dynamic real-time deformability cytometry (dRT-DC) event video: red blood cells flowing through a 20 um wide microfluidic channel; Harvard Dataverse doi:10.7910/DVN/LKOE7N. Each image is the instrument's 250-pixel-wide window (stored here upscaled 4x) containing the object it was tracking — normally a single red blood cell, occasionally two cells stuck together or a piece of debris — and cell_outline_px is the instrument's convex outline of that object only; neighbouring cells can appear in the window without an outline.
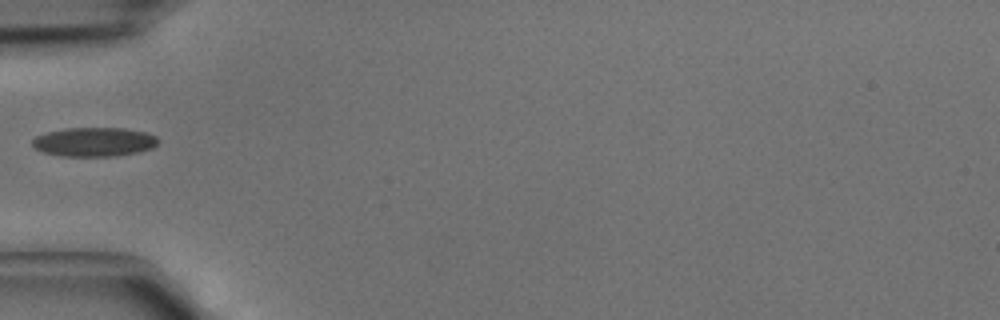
{"species": "common noctule bat (a hibernating species)", "species_latin": "Nyctalus noctula", "temperature_condition": "cold", "stored_images_in_passage": 4, "camera_frame_rate_fps": 3000, "um_per_image_px": 0.085, "animal": {"sex": "male", "body_mass_g": 15.6}, "frame": {"image": 1, "passage_image": 4, "time_ms": 1.0, "image_size_px": [1000, 320], "cell_outline_px": [[160, 140], [152, 148], [136, 152], [116, 156], [60, 156], [44, 152], [36, 148], [32, 144], [32, 140], [36, 136], [48, 132], [64, 128], [124, 128], [144, 132], [156, 136]], "centroid_in_image_um": [8.0, 12.06], "position_along_channel_um": 77.0, "area_um2": 21.21}}